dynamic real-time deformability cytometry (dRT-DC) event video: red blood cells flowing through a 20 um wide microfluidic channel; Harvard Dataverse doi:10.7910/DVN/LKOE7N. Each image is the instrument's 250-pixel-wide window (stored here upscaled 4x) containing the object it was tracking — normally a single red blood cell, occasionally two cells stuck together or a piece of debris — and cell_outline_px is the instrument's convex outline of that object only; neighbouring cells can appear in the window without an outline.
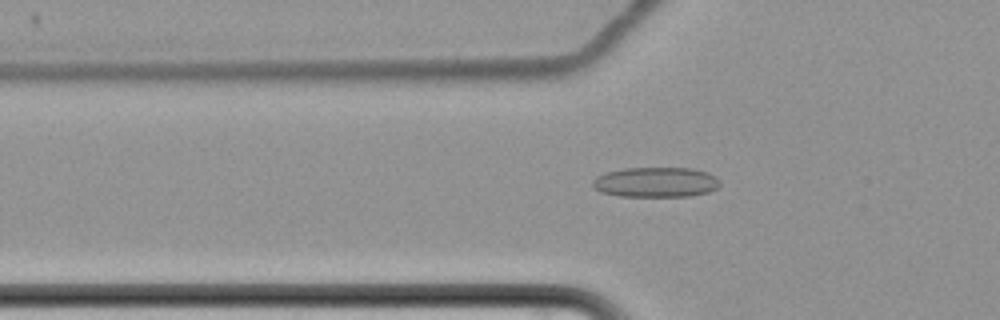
{"species": "common noctule bat (a hibernating species)", "species_latin": "Nyctalus noctula", "temperature_condition": "cold", "stored_images_in_passage": 65, "camera_frame_rate_fps": 3000, "um_per_image_px": 0.085, "animal": {"sex": "female", "body_mass_g": 22.7, "forearm_length_mm": 54.2}, "frame": {"image": 1, "passage_image": 25, "time_ms": 8.0, "image_size_px": [1000, 320], "cell_outline_px": [[720, 184], [716, 188], [708, 192], [692, 196], [620, 196], [600, 192], [592, 184], [592, 180], [596, 176], [604, 172], [624, 168], [692, 168], [708, 172], [716, 176], [720, 180]], "centroid_in_image_um": [55.75, 15.48], "position_along_channel_um": 70.1, "area_um2": 22.48}}
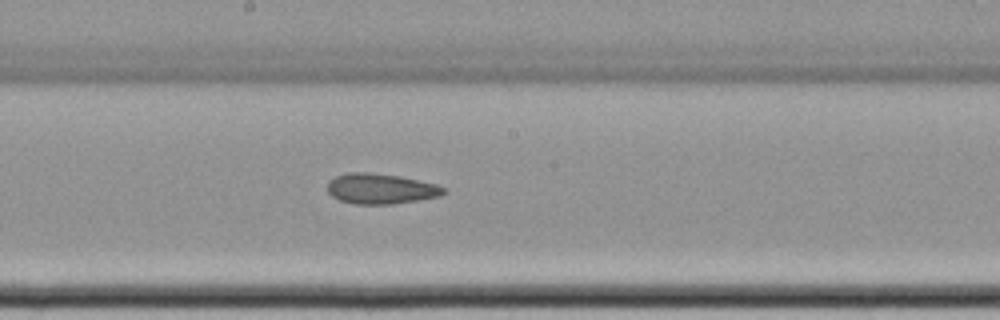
{"frame": {"image": 2, "passage_image": 38, "time_ms": 12.333, "image_size_px": [1000, 320], "cell_outline_px": [[448, 192], [440, 196], [392, 204], [352, 204], [340, 200], [332, 196], [328, 192], [328, 180], [336, 176], [348, 172], [368, 172], [400, 176], [436, 184], [448, 188]], "centroid_in_image_um": [32.38, 16.04], "position_along_channel_um": 215.8, "area_um2": 20.69}}
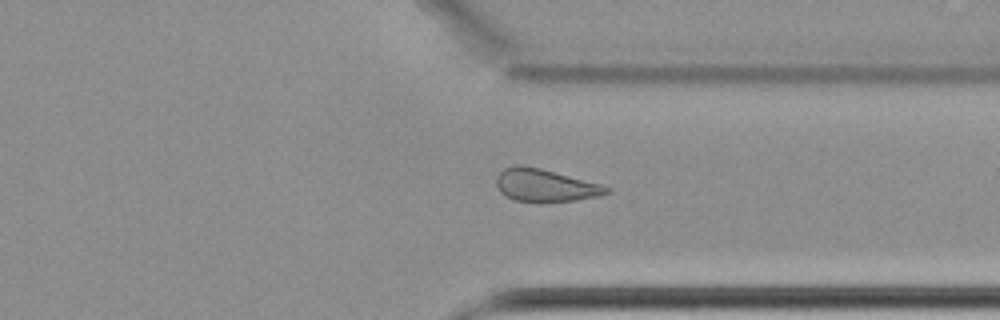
{"frame": {"image": 3, "passage_image": 51, "time_ms": 16.667, "image_size_px": [1000, 320], "cell_outline_px": [[612, 192], [600, 196], [576, 200], [516, 200], [504, 196], [500, 192], [496, 184], [496, 176], [504, 168], [516, 164], [520, 164], [540, 168], [600, 184], [612, 188]], "centroid_in_image_um": [46.34, 15.73], "position_along_channel_um": 365.1, "area_um2": 20.58}, "authors_computed_cell_mechanics": {"area_um2": 22.253, "velocity_mm_per_s": 3.4252, "shape_relaxation_time_tau1_ms": null, "shape_relaxation_time_tau2_ms": 4.0615, "deformation_change_tau1": null, "deformation_change_tau2": 0.0974}}